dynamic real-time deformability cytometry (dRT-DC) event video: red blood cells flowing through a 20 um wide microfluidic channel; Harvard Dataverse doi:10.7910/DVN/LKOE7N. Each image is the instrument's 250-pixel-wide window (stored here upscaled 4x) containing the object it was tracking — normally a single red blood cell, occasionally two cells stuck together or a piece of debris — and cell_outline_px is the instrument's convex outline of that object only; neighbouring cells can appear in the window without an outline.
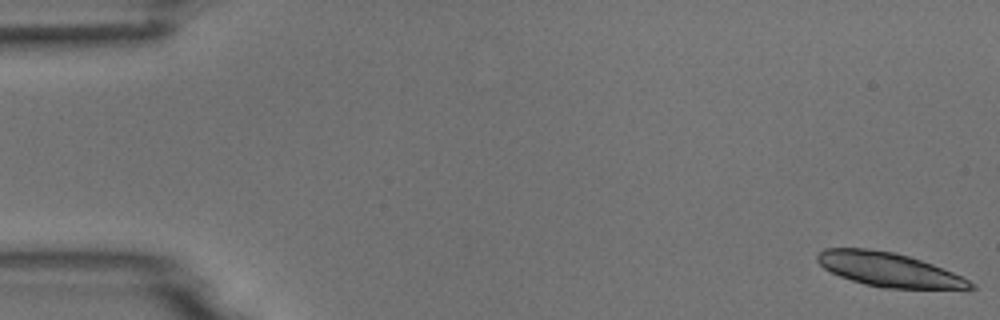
{"species": "common noctule bat (a hibernating species)", "species_latin": "Nyctalus noctula", "temperature_condition": "room temperature", "stored_images_in_passage": 5, "camera_frame_rate_fps": 3000, "um_per_image_px": 0.085, "animal": {"sex": "male", "body_mass_g": 18.8}, "frame": {"image": 1, "passage_image": 1, "time_ms": 0.0, "image_size_px": [1000, 320], "cell_outline_px": [[976, 288], [880, 288], [864, 284], [840, 276], [824, 268], [816, 260], [816, 256], [824, 248], [868, 248], [896, 252], [932, 264], [952, 272], [976, 284]], "centroid_in_image_um": [75.5, 22.9], "position_along_channel_um": 9.5, "area_um2": 30.06}}